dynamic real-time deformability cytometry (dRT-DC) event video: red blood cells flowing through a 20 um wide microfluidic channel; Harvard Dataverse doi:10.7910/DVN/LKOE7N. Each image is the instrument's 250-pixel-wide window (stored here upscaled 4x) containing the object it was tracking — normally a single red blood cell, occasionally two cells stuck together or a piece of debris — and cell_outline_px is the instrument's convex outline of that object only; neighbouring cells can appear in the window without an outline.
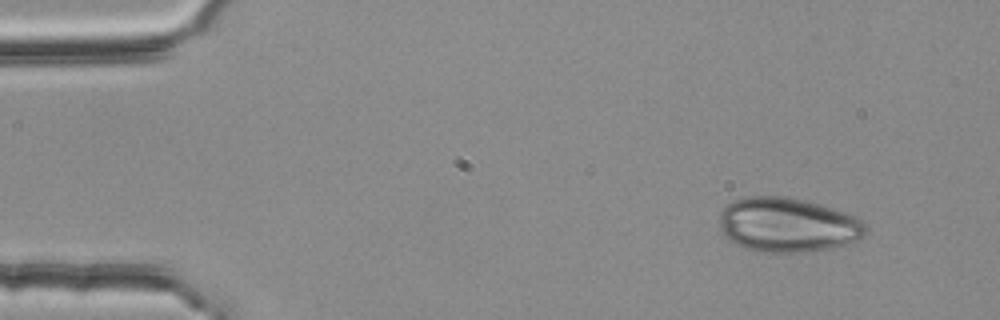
{"species": "common noctule bat (a hibernating species)", "species_latin": "Nyctalus noctula", "temperature_condition": "room temperature", "stored_images_in_passage": 48, "camera_frame_rate_fps": 3000, "um_per_image_px": 0.085, "animal": {"sex": "female", "body_mass_g": 25.1}, "frame": {"image": 1, "passage_image": 1, "time_ms": 0.0, "image_size_px": [1000, 320], "cell_outline_px": [[868, 232], [864, 236], [856, 240], [844, 244], [828, 248], [804, 252], [760, 252], [744, 248], [736, 244], [724, 236], [720, 228], [720, 212], [728, 204], [736, 200], [748, 196], [784, 196], [804, 200], [820, 204], [856, 216], [864, 224]], "centroid_in_image_um": [66.93, 19.11], "position_along_channel_um": 18.1, "area_um2": 46.3}}
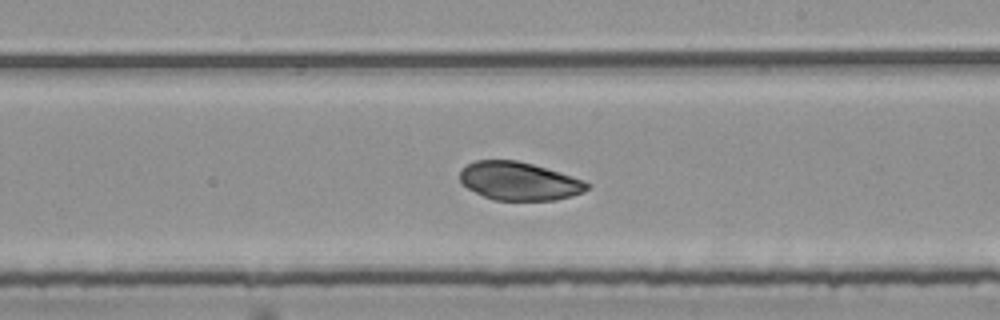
{"frame": {"image": 2, "passage_image": 27, "time_ms": 8.667, "image_size_px": [1000, 320], "cell_outline_px": [[588, 188], [584, 192], [572, 196], [556, 200], [492, 200], [468, 188], [460, 180], [460, 172], [468, 164], [476, 160], [516, 160], [532, 164], [560, 172], [584, 180], [588, 184]], "centroid_in_image_um": [44.14, 15.4], "position_along_channel_um": 244.9, "area_um2": 28.15}}
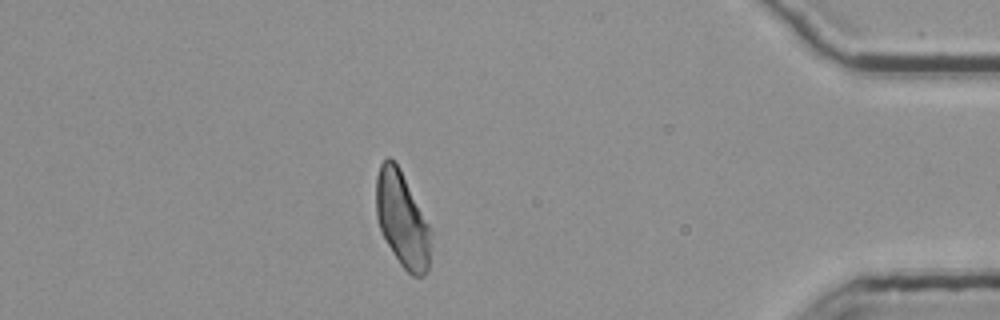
{"frame": {"image": 3, "passage_image": 43, "time_ms": 14.0, "image_size_px": [1000, 320], "cell_outline_px": [[432, 236], [428, 268], [424, 276], [412, 276], [400, 264], [392, 252], [380, 228], [376, 216], [376, 176], [380, 164], [388, 156], [400, 168], [432, 232]], "centroid_in_image_um": [34.18, 18.67], "position_along_channel_um": 401.0, "area_um2": 30.17}}